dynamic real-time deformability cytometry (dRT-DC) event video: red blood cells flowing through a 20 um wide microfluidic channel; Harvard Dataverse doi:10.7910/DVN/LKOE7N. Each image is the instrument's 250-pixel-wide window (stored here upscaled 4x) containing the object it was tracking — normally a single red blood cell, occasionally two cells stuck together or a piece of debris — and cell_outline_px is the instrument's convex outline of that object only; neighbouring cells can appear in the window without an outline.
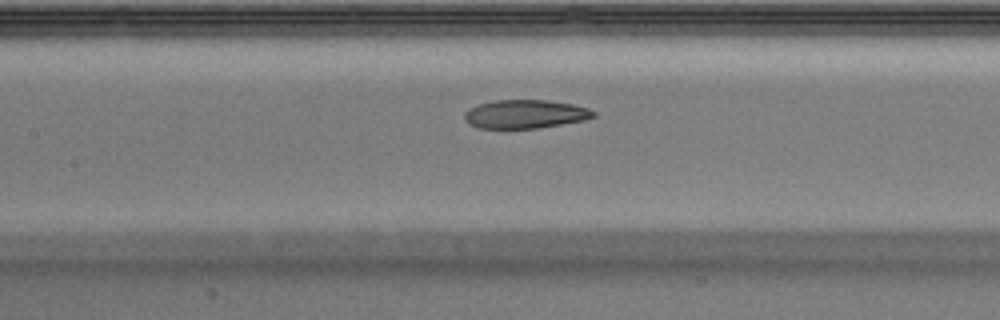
{"species": "Egyptian fruit bat (a non-hibernating species)", "species_latin": "Rousettus aegyptiacus", "temperature_condition": "warm", "stored_images_in_passage": 34, "camera_frame_rate_fps": 3000, "um_per_image_px": 0.085, "animal": {"sex": "male"}, "frame": {"image": 1, "passage_image": 15, "time_ms": 4.667, "image_size_px": [1000, 320], "cell_outline_px": [[596, 116], [584, 120], [536, 128], [476, 128], [468, 124], [464, 120], [464, 112], [468, 108], [480, 104], [496, 100], [544, 100], [572, 104], [588, 108], [596, 112]], "centroid_in_image_um": [44.6, 9.7], "position_along_channel_um": 162.8, "area_um2": 21.44}}